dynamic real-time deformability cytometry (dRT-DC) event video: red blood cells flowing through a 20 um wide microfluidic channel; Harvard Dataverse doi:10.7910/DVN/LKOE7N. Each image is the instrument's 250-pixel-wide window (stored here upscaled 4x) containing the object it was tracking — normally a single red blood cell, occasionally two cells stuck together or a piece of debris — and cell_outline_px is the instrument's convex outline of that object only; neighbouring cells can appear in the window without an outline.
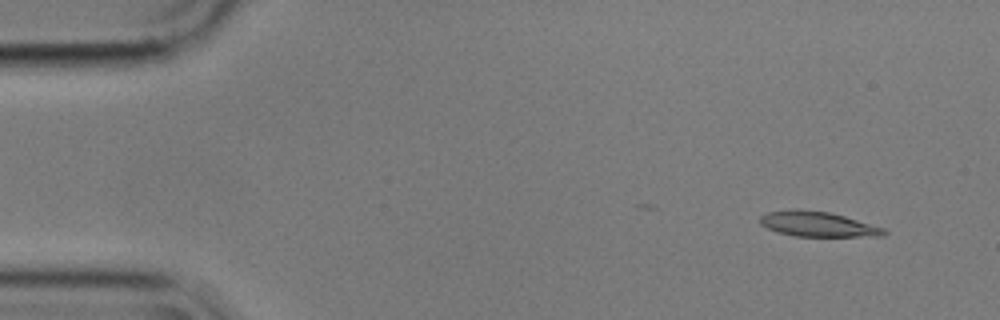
{"species": "common noctule bat (a hibernating species)", "species_latin": "Nyctalus noctula", "temperature_condition": "cold", "stored_images_in_passage": 4, "camera_frame_rate_fps": 3000, "um_per_image_px": 0.085, "animal": {"sex": "male", "body_mass_g": 17.9}, "frame": {"image": 1, "passage_image": 1, "time_ms": 0.0, "image_size_px": [1000, 320], "cell_outline_px": [[888, 232], [884, 236], [792, 236], [776, 232], [760, 224], [760, 216], [768, 212], [792, 208], [828, 212], [844, 216], [884, 228]], "centroid_in_image_um": [69.47, 19.05], "position_along_channel_um": 15.5, "area_um2": 18.09}}
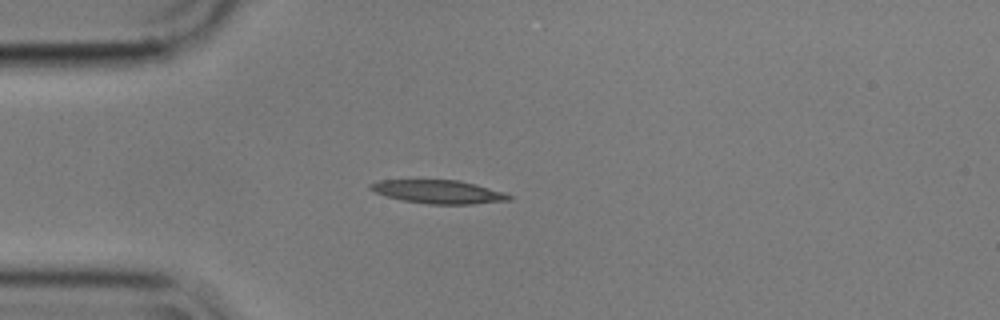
{"frame": {"image": 2, "passage_image": 4, "time_ms": 1.0, "image_size_px": [1000, 320], "cell_outline_px": [[512, 200], [472, 204], [428, 204], [404, 200], [388, 196], [376, 192], [368, 188], [368, 184], [380, 180], [460, 180], [476, 184], [504, 192], [512, 196]], "centroid_in_image_um": [37.3, 16.3], "position_along_channel_um": 47.7, "area_um2": 18.84}}